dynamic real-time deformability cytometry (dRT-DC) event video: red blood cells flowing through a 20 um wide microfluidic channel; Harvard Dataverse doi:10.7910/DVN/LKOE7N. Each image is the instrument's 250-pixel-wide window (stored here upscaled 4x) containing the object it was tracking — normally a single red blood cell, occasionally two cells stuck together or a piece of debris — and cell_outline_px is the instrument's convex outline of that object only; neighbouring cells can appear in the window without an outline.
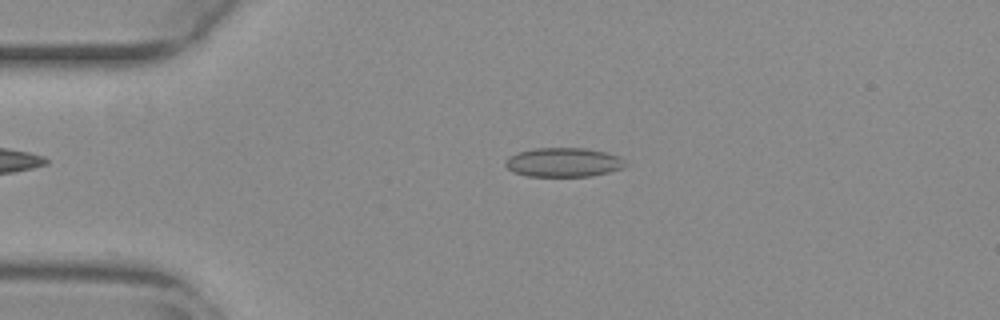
{"species": "common noctule bat (a hibernating species)", "species_latin": "Nyctalus noctula", "temperature_condition": "warm", "stored_images_in_passage": 12, "camera_frame_rate_fps": 3000, "um_per_image_px": 0.085, "animal": {"sex": "female", "body_mass_g": 29.2, "forearm_length_mm": 56.3}, "frame": {"image": 1, "passage_image": 4, "time_ms": 1.0, "image_size_px": [1000, 320], "cell_outline_px": [[628, 164], [620, 168], [608, 172], [592, 176], [528, 176], [516, 172], [508, 168], [504, 164], [504, 160], [508, 156], [516, 152], [532, 148], [584, 148], [604, 152], [620, 156]], "centroid_in_image_um": [47.87, 13.78], "position_along_channel_um": 37.1, "area_um2": 20.4}}
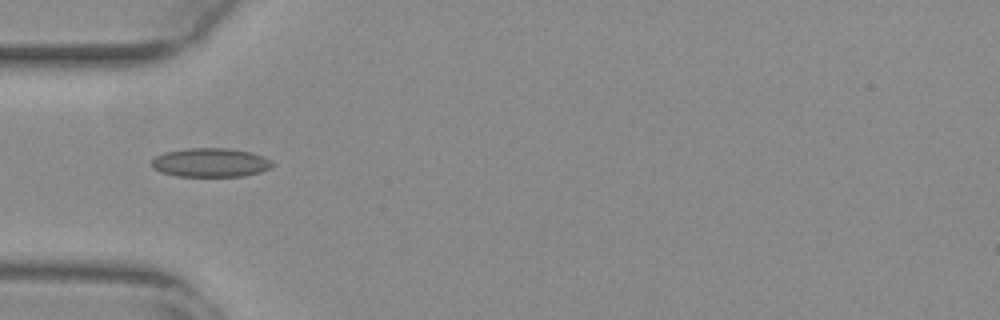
{"frame": {"image": 2, "passage_image": 9, "time_ms": 2.667, "image_size_px": [1000, 320], "cell_outline_px": [[272, 164], [268, 168], [260, 172], [244, 176], [176, 176], [160, 172], [152, 168], [152, 160], [156, 156], [164, 152], [188, 148], [228, 148], [252, 152], [264, 156], [272, 160]], "centroid_in_image_um": [17.88, 13.81], "position_along_channel_um": 67.1, "area_um2": 20.4}}